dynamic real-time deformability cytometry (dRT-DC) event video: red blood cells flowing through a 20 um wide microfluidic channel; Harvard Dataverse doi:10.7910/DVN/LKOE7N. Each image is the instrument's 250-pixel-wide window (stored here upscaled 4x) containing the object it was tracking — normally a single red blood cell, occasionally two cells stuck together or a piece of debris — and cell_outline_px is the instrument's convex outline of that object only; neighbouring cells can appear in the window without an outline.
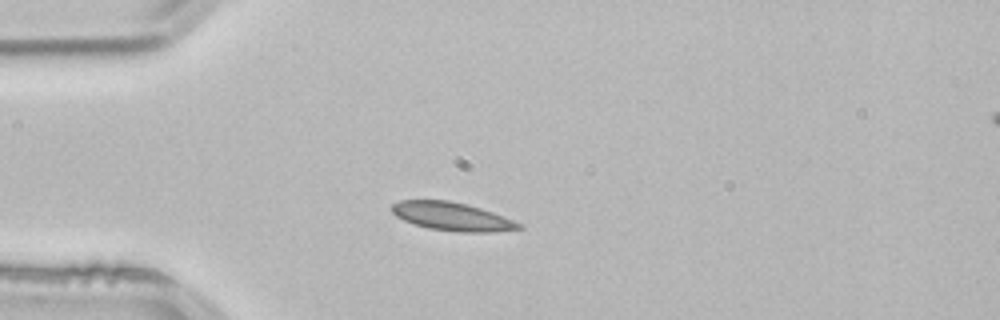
{"species": "common noctule bat (a hibernating species)", "species_latin": "Nyctalus noctula", "temperature_condition": "room temperature", "stored_images_in_passage": 1, "camera_frame_rate_fps": 3000, "um_per_image_px": 0.085, "animal": {"sex": "male", "body_mass_g": 21.5, "forearm_length_mm": 52.0}, "frame": {"image": 1, "passage_image": 1, "time_ms": 0.0, "image_size_px": [1000, 320], "cell_outline_px": [[524, 228], [492, 232], [460, 232], [428, 228], [404, 220], [396, 216], [392, 212], [392, 204], [400, 200], [448, 200], [468, 204], [492, 212], [524, 224]], "centroid_in_image_um": [38.45, 18.4], "position_along_channel_um": 46.5, "area_um2": 20.92}}